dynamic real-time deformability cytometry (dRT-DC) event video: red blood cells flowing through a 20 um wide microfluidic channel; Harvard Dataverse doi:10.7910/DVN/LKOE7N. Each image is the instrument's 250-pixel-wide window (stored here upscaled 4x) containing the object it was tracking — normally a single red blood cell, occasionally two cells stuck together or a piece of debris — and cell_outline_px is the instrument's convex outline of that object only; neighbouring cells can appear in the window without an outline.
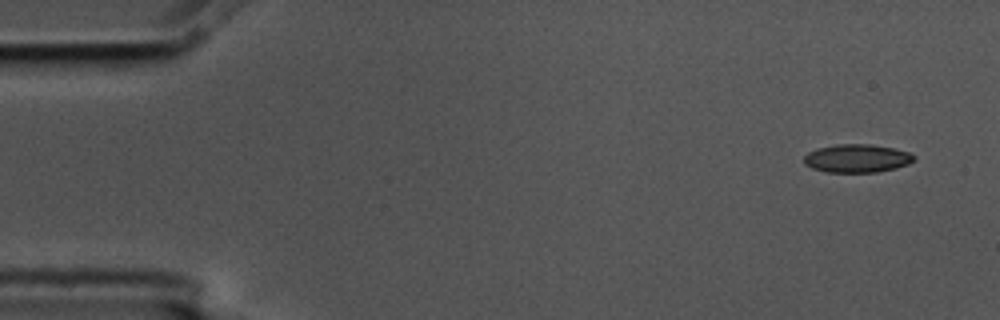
{"species": "common noctule bat (a hibernating species)", "species_latin": "Nyctalus noctula", "temperature_condition": "cold", "stored_images_in_passage": 4, "segment_of_instrument_passage": [2, 2], "camera_frame_rate_fps": 3000, "um_per_image_px": 0.085, "animal": {"sex": "male", "body_mass_g": 17.5, "forearm_length_mm": 52.3}, "frame": {"image": 1, "passage_image": 4, "time_ms": 1.0, "image_size_px": [1000, 320], "cell_outline_px": [[916, 156], [908, 164], [896, 168], [876, 172], [828, 172], [812, 168], [804, 164], [804, 156], [808, 152], [816, 148], [836, 144], [872, 144], [912, 152]], "centroid_in_image_um": [72.84, 13.45], "position_along_channel_um": 12.2, "area_um2": 18.21}}